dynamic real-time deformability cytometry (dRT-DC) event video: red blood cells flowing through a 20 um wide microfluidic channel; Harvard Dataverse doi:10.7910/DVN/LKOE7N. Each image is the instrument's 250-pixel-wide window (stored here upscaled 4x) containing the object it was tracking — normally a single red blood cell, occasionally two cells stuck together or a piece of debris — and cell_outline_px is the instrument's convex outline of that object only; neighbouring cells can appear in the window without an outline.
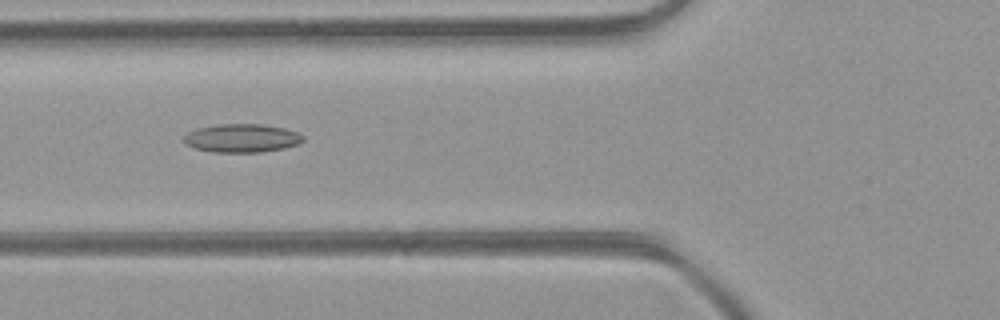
{"species": "common noctule bat (a hibernating species)", "species_latin": "Nyctalus noctula", "temperature_condition": "room temperature", "stored_images_in_passage": 36, "camera_frame_rate_fps": 3000, "um_per_image_px": 0.085, "animal": {"sex": "female", "body_mass_g": 21.9}, "frame": {"image": 1, "passage_image": 6, "time_ms": 1.667, "image_size_px": [1000, 320], "cell_outline_px": [[304, 140], [300, 144], [284, 148], [260, 152], [212, 152], [196, 148], [184, 144], [184, 136], [188, 132], [196, 128], [216, 124], [260, 124], [284, 128], [296, 132], [304, 136]], "centroid_in_image_um": [20.55, 11.74], "position_along_channel_um": 105.3, "area_um2": 19.83}}
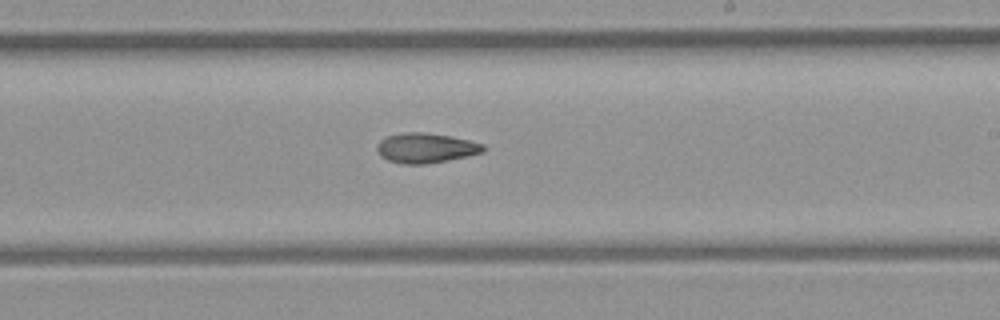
{"frame": {"image": 2, "passage_image": 16, "time_ms": 5.0, "image_size_px": [1000, 320], "cell_outline_px": [[484, 152], [424, 164], [404, 164], [388, 160], [380, 156], [376, 148], [380, 140], [388, 136], [404, 132], [424, 132], [448, 136], [468, 140], [484, 144]], "centroid_in_image_um": [36.15, 12.57], "position_along_channel_um": 252.9, "area_um2": 18.15}}
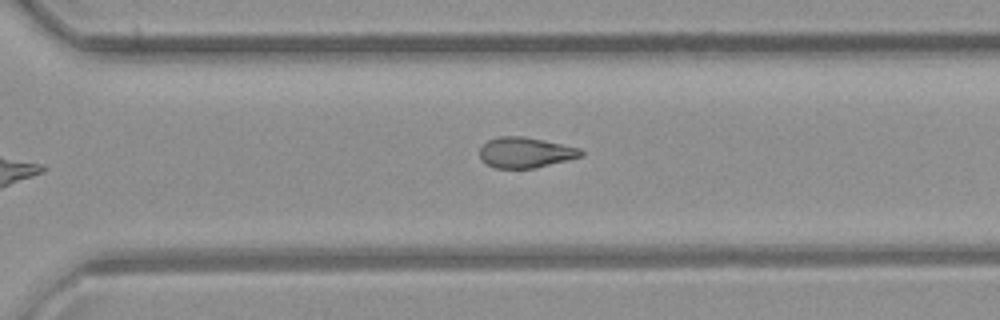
{"frame": {"image": 3, "passage_image": 21, "time_ms": 6.667, "image_size_px": [1000, 320], "cell_outline_px": [[584, 156], [536, 168], [496, 168], [484, 164], [480, 160], [480, 148], [488, 140], [496, 136], [524, 136], [544, 140], [580, 148], [584, 152]], "centroid_in_image_um": [44.65, 12.96], "position_along_channel_um": 325.9, "area_um2": 18.26}}